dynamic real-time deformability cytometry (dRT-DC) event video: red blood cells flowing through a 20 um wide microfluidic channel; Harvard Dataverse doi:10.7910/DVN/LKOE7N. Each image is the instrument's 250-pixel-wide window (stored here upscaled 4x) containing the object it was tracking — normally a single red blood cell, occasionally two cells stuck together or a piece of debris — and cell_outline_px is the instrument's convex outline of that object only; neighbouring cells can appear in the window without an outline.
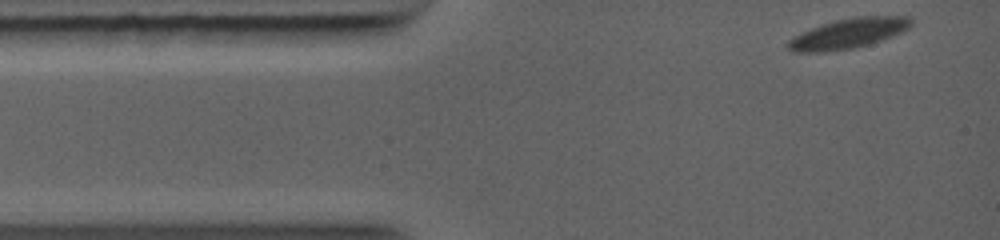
{"species": "common noctule bat (a hibernating species)", "species_latin": "Nyctalus noctula", "temperature_condition": "warm", "stored_images_in_passage": 45, "camera_frame_rate_fps": 5000, "um_per_image_px": 0.085, "animal": {"sex": "female", "body_mass_g": 19.0, "forearm_length_mm": 56.7}, "frame": {"image": 1, "passage_image": 1, "time_ms": 0.0, "image_size_px": [1000, 240], "cell_outline_px": [[912, 24], [908, 28], [900, 32], [880, 40], [852, 48], [824, 52], [792, 52], [788, 48], [788, 40], [800, 32], [836, 20], [856, 16], [908, 16], [912, 20]], "centroid_in_image_um": [72.08, 2.84], "position_along_channel_um": 12.9, "area_um2": 21.15}}
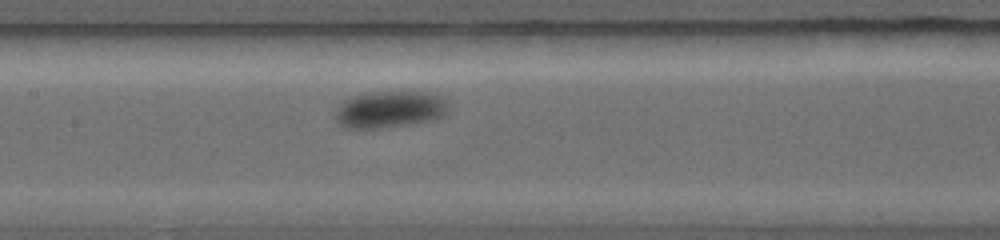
{"frame": {"image": 2, "passage_image": 20, "time_ms": 4.8, "image_size_px": [1000, 240], "cell_outline_px": [[448, 112], [432, 120], [416, 124], [380, 128], [344, 128], [336, 124], [336, 112], [340, 100], [352, 96], [372, 92], [424, 92], [440, 96], [448, 104]], "centroid_in_image_um": [33.08, 9.31], "position_along_channel_um": 174.3, "area_um2": 24.51}}
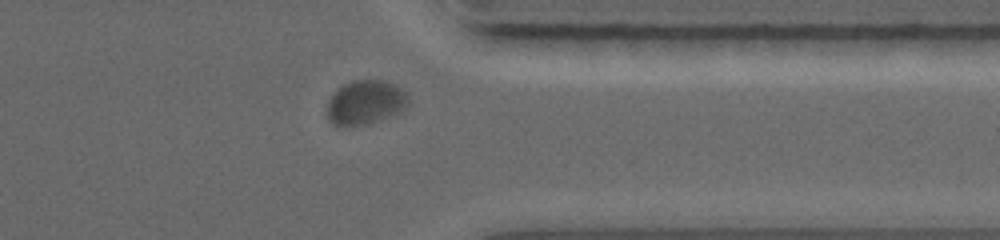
{"frame": {"image": 3, "passage_image": 39, "time_ms": 9.4, "image_size_px": [1000, 240], "cell_outline_px": [[408, 104], [400, 112], [380, 120], [368, 124], [344, 128], [340, 128], [332, 124], [328, 120], [328, 100], [344, 84], [352, 80], [384, 80], [408, 92]], "centroid_in_image_um": [31.05, 8.74], "position_along_channel_um": 380.3, "area_um2": 21.15}}